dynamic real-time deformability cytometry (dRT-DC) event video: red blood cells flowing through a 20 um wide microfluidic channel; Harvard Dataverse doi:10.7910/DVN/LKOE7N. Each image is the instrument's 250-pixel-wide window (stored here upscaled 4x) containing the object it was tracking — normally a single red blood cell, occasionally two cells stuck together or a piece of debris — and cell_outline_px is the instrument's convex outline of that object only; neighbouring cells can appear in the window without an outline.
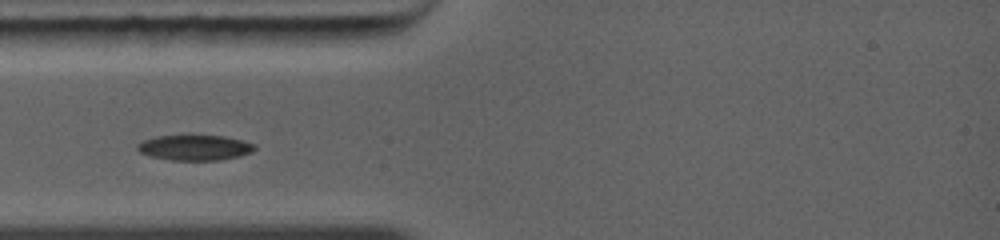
{"species": "common noctule bat (a hibernating species)", "species_latin": "Nyctalus noctula", "temperature_condition": "warm", "stored_images_in_passage": 9, "camera_frame_rate_fps": 5000, "um_per_image_px": 0.085, "animal": {"sex": "female", "body_mass_g": 19.0, "forearm_length_mm": 56.7}, "frame": {"image": 1, "passage_image": 3, "time_ms": 2.4, "image_size_px": [1000, 240], "cell_outline_px": [[256, 148], [252, 152], [240, 156], [220, 160], [172, 160], [148, 156], [140, 152], [136, 148], [136, 144], [144, 140], [156, 136], [188, 132], [192, 132], [224, 136], [256, 144]], "centroid_in_image_um": [16.53, 12.49], "position_along_channel_um": 68.5, "area_um2": 18.32}}
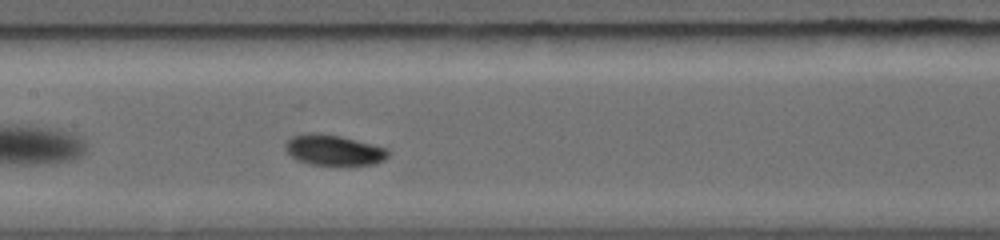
{"frame": {"image": 2, "passage_image": 6, "time_ms": 4.8, "image_size_px": [1000, 240], "cell_outline_px": [[388, 156], [384, 160], [372, 164], [344, 168], [308, 164], [296, 160], [284, 148], [284, 144], [292, 136], [304, 132], [316, 132], [340, 136], [388, 148]], "centroid_in_image_um": [28.35, 12.8], "position_along_channel_um": 179.0, "area_um2": 19.13}}
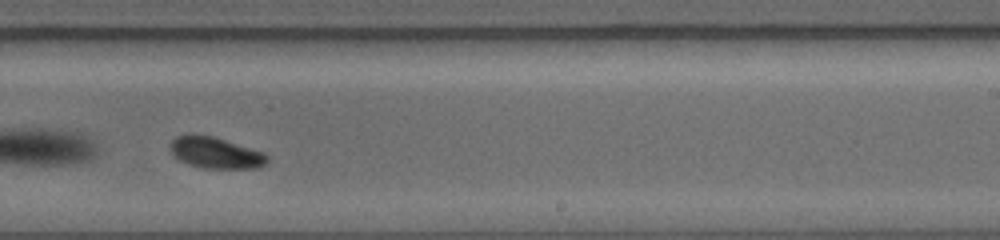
{"frame": {"image": 3, "passage_image": 8, "time_ms": 6.8, "image_size_px": [1000, 240], "cell_outline_px": [[268, 160], [264, 164], [256, 168], [200, 168], [188, 164], [172, 156], [168, 148], [172, 140], [176, 136], [188, 132], [192, 132], [212, 136], [264, 152], [268, 156]], "centroid_in_image_um": [18.24, 12.96], "position_along_channel_um": 270.8, "area_um2": 18.03}}